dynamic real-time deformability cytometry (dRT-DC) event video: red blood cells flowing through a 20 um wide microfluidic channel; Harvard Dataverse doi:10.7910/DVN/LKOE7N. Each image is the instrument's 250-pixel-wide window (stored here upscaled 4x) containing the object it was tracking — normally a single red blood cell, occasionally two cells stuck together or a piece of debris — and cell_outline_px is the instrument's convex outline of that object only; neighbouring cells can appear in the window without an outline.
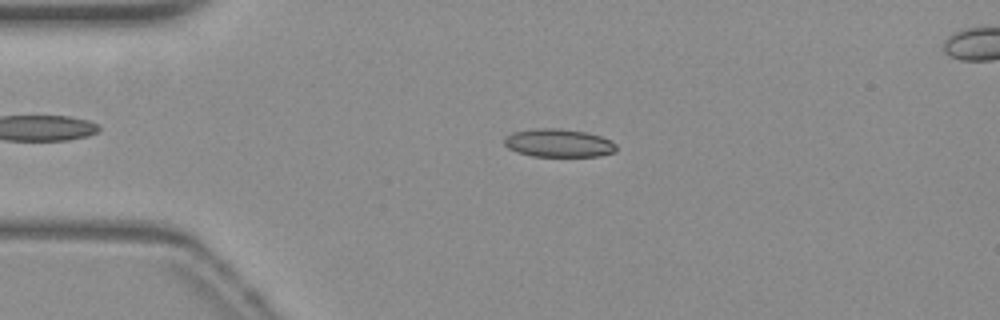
{"species": "common noctule bat (a hibernating species)", "species_latin": "Nyctalus noctula", "temperature_condition": "warm", "stored_images_in_passage": 52, "camera_frame_rate_fps": 3000, "um_per_image_px": 0.085, "animal": {"sex": "female", "body_mass_g": 19.3, "forearm_length_mm": 54.1}, "frame": {"image": 1, "passage_image": 11, "time_ms": 3.333, "image_size_px": [1000, 320], "cell_outline_px": [[616, 152], [600, 156], [532, 156], [516, 152], [508, 148], [504, 144], [504, 136], [512, 132], [536, 128], [556, 128], [584, 132], [600, 136], [616, 144]], "centroid_in_image_um": [47.44, 12.16], "position_along_channel_um": 37.6, "area_um2": 18.38}}
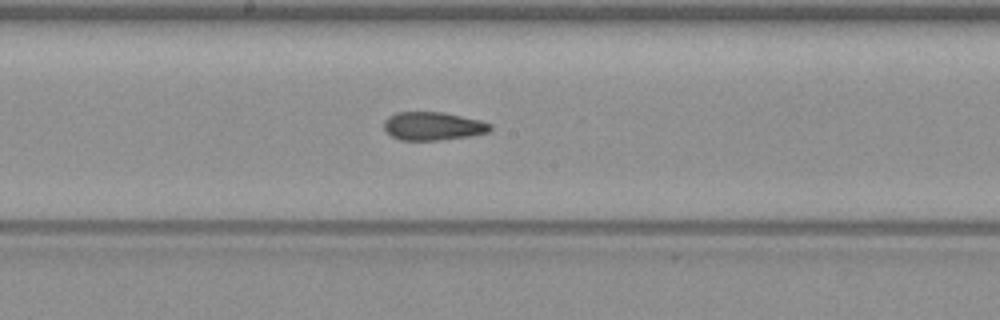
{"frame": {"image": 2, "passage_image": 27, "time_ms": 8.667, "image_size_px": [1000, 320], "cell_outline_px": [[492, 128], [488, 132], [468, 136], [440, 140], [400, 140], [392, 136], [384, 128], [384, 120], [388, 116], [396, 112], [444, 112], [480, 120], [492, 124]], "centroid_in_image_um": [36.8, 10.71], "position_along_channel_um": 211.4, "area_um2": 17.51}}
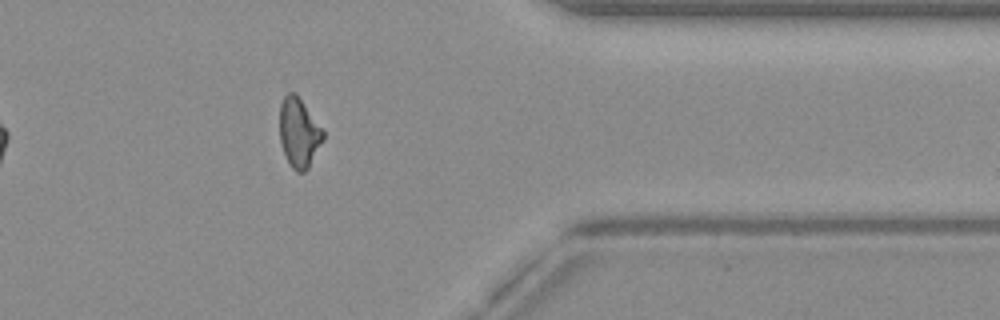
{"frame": {"image": 3, "passage_image": 42, "time_ms": 13.667, "image_size_px": [1000, 320], "cell_outline_px": [[324, 140], [308, 168], [304, 172], [296, 172], [288, 164], [280, 140], [280, 104], [284, 96], [288, 92], [296, 92], [324, 128]], "centroid_in_image_um": [25.43, 11.26], "position_along_channel_um": 386.0, "area_um2": 17.98}, "authors_computed_cell_mechanics": {"area_um2": 17.9758, "velocity_mm_per_s": 3.8406, "shape_relaxation_time_tau1_ms": null, "shape_relaxation_time_tau2_ms": 1.6943, "deformation_change_tau1": null, "deformation_change_tau2": 0.091}}